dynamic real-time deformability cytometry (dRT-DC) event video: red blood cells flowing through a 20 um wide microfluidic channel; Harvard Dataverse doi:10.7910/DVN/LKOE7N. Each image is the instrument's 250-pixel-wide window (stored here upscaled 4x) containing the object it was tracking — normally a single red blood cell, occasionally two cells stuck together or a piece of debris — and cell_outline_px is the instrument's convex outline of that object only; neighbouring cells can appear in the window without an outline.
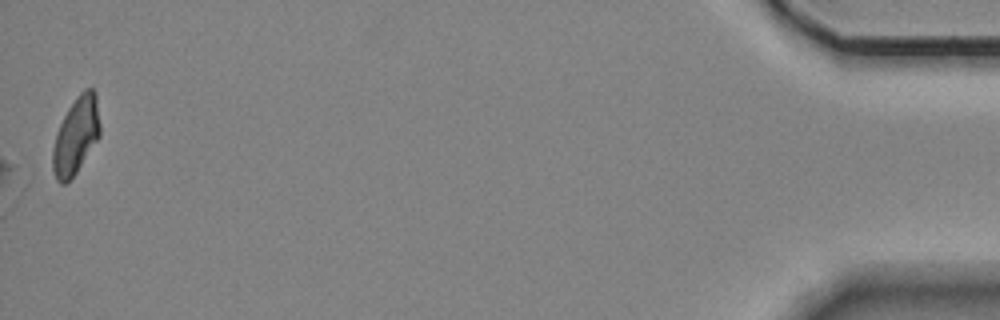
{"species": "Egyptian fruit bat (a non-hibernating species)", "species_latin": "Rousettus aegyptiacus", "temperature_condition": "room temperature", "stored_images_in_passage": 56, "camera_frame_rate_fps": 3000, "um_per_image_px": 0.085, "animal": {"sex": "female"}, "frame": {"image": 1, "passage_image": 56, "time_ms": 18.333, "image_size_px": [1000, 320], "cell_outline_px": [[100, 136], [76, 172], [64, 184], [60, 184], [56, 180], [52, 168], [52, 148], [56, 132], [68, 108], [76, 96], [84, 88], [92, 88], [96, 92], [100, 124]], "centroid_in_image_um": [6.45, 11.5], "position_along_channel_um": 428.7, "area_um2": 21.27}, "authors_computed_cell_mechanics": {"area_um2": 25.9811, "velocity_mm_per_s": 3.5437, "shape_relaxation_time_tau1_ms": null, "shape_relaxation_time_tau2_ms": 7.0967, "deformation_change_tau1": null, "deformation_change_tau2": 0.1735}}